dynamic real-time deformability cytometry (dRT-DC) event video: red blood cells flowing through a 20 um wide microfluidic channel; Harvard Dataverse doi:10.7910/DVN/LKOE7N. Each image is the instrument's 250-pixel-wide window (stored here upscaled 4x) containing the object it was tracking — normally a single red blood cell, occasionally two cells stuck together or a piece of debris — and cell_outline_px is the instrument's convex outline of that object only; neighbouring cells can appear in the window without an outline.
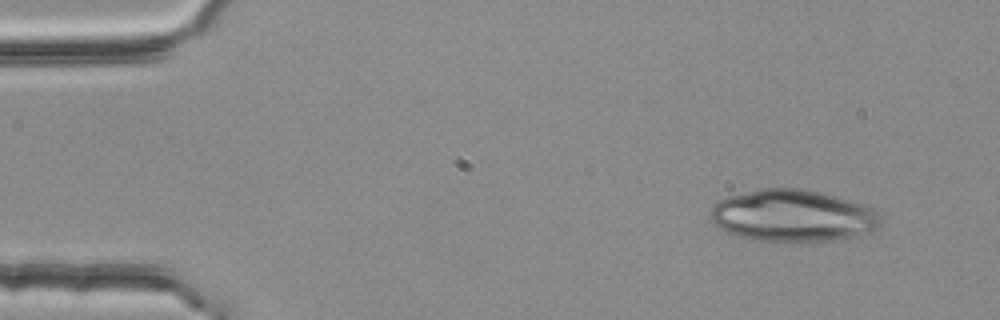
{"species": "common noctule bat (a hibernating species)", "species_latin": "Nyctalus noctula", "temperature_condition": "room temperature", "stored_images_in_passage": 4, "camera_frame_rate_fps": 3000, "um_per_image_px": 0.085, "animal": {"sex": "female", "body_mass_g": 25.1}, "frame": {"image": 1, "passage_image": 1, "time_ms": 0.0, "image_size_px": [1000, 320], "cell_outline_px": [[884, 224], [880, 228], [832, 240], [756, 240], [740, 236], [728, 232], [720, 228], [708, 216], [708, 212], [712, 204], [728, 196], [760, 188], [796, 188], [820, 192], [836, 196], [872, 208], [884, 216]], "centroid_in_image_um": [67.37, 18.31], "position_along_channel_um": 17.6, "area_um2": 51.1}}